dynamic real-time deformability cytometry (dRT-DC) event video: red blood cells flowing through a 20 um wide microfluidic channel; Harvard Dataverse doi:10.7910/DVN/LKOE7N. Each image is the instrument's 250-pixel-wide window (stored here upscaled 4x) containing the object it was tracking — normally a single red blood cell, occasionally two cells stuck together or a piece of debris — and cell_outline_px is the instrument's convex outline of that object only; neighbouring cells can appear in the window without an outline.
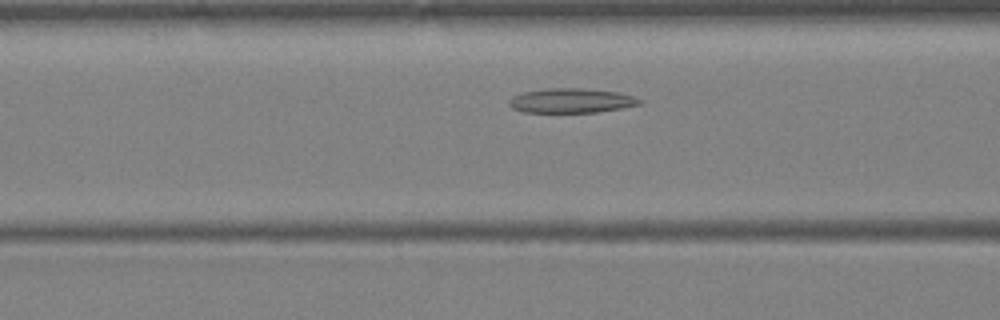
{"species": "Egyptian fruit bat (a non-hibernating species)", "species_latin": "Rousettus aegyptiacus", "temperature_condition": "warm", "stored_images_in_passage": 29, "camera_frame_rate_fps": 3000, "um_per_image_px": 0.085, "animal": {"sex": "female"}, "frame": {"image": 1, "passage_image": 6, "time_ms": 1.667, "image_size_px": [1000, 320], "cell_outline_px": [[644, 104], [596, 112], [524, 112], [512, 108], [508, 104], [508, 100], [512, 96], [524, 92], [548, 88], [584, 88], [620, 92], [644, 100]], "centroid_in_image_um": [48.59, 8.55], "position_along_channel_um": 118.0, "area_um2": 18.79}}
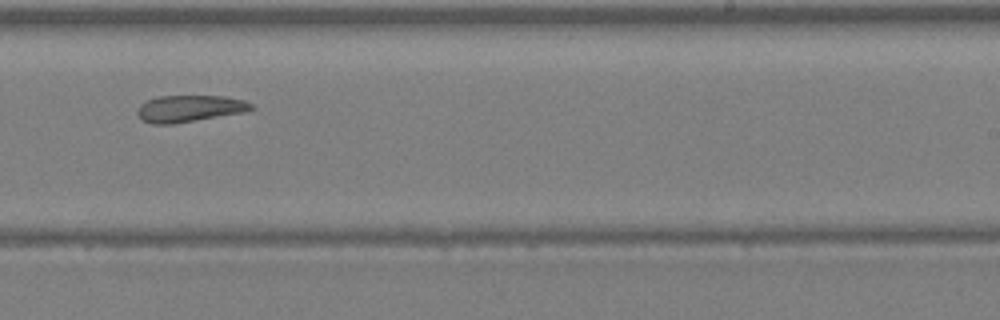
{"frame": {"image": 2, "passage_image": 15, "time_ms": 4.667, "image_size_px": [1000, 320], "cell_outline_px": [[256, 108], [244, 112], [172, 124], [152, 124], [144, 120], [136, 112], [140, 104], [148, 100], [160, 96], [224, 96], [244, 100], [252, 104]], "centroid_in_image_um": [16.13, 9.22], "position_along_channel_um": 272.9, "area_um2": 17.57}}
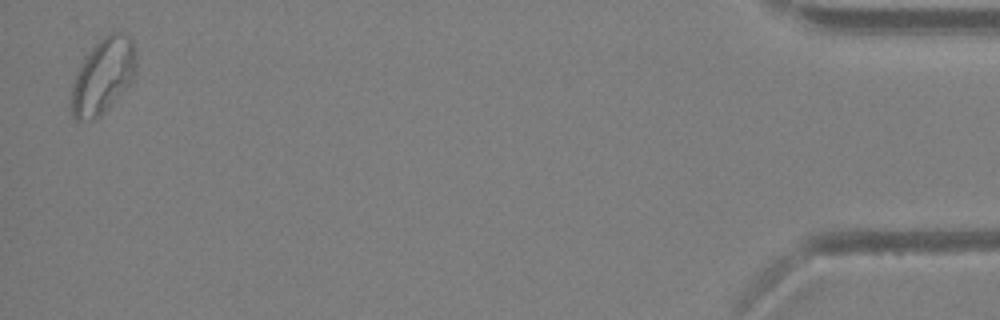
{"frame": {"image": 3, "passage_image": 29, "time_ms": 9.333, "image_size_px": [1000, 320], "cell_outline_px": [[136, 72], [132, 84], [96, 120], [76, 120], [72, 116], [68, 108], [68, 100], [72, 84], [76, 72], [80, 64], [92, 48], [108, 32], [124, 32], [132, 40], [136, 56]], "centroid_in_image_um": [8.73, 6.51], "position_along_channel_um": 426.5, "area_um2": 29.25}}